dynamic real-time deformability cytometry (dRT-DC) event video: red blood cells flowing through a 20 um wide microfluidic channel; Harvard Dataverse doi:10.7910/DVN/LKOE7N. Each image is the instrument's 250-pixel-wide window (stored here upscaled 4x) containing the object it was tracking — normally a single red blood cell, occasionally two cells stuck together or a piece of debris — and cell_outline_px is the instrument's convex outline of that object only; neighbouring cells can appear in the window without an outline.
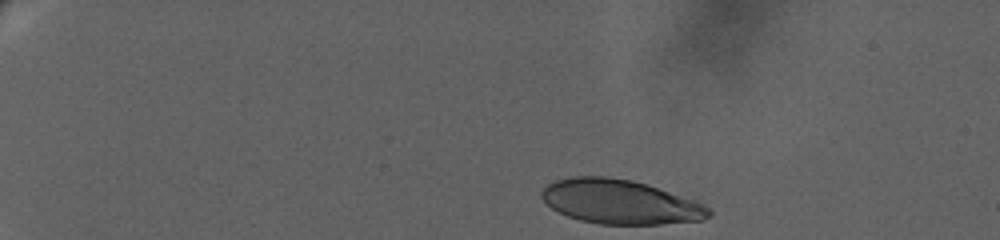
{"species": "human", "species_latin": "Homo sapiens", "temperature_condition": "warm", "stored_images_in_passage": 45, "camera_frame_rate_fps": 3000, "um_per_image_px": 0.085, "donor": {"sex": "female"}, "frame": {"image": 1, "passage_image": 1, "time_ms": 0.0, "image_size_px": [1000, 240], "cell_outline_px": [[712, 216], [704, 220], [660, 224], [600, 224], [580, 220], [568, 216], [552, 208], [540, 196], [540, 192], [548, 184], [556, 180], [568, 176], [608, 176], [632, 180], [648, 184], [696, 200], [704, 204], [712, 212]], "centroid_in_image_um": [52.74, 17.15], "position_along_channel_um": 32.3, "area_um2": 43.41}}
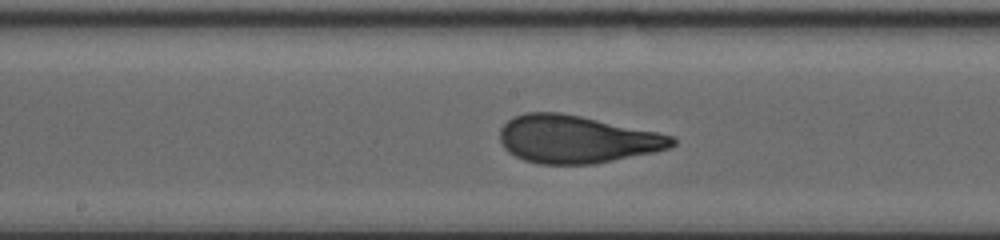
{"frame": {"image": 2, "passage_image": 26, "time_ms": 9.0, "image_size_px": [1000, 240], "cell_outline_px": [[676, 144], [668, 148], [656, 152], [592, 164], [540, 164], [524, 160], [508, 152], [504, 148], [500, 140], [500, 128], [512, 116], [524, 112], [560, 112], [580, 116], [656, 132], [672, 136], [676, 140]], "centroid_in_image_um": [48.97, 11.83], "position_along_channel_um": 199.2, "area_um2": 47.74}}
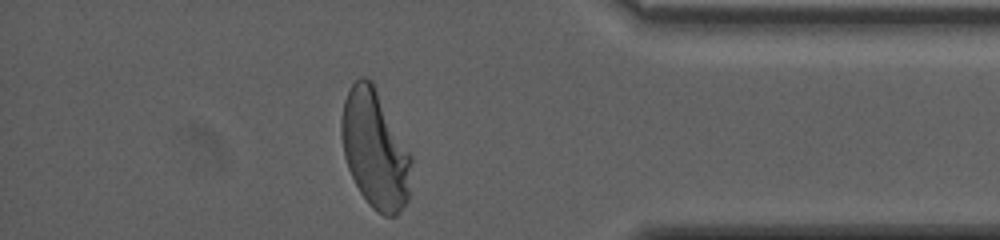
{"frame": {"image": 3, "passage_image": 45, "time_ms": 16.0, "image_size_px": [1000, 240], "cell_outline_px": [[412, 160], [408, 200], [400, 212], [396, 216], [384, 216], [376, 212], [368, 204], [360, 192], [348, 168], [344, 156], [340, 136], [340, 120], [344, 100], [352, 84], [360, 76], [364, 76], [372, 80], [412, 156]], "centroid_in_image_um": [31.87, 12.7], "position_along_channel_um": 403.3, "area_um2": 48.44}, "authors_computed_cell_mechanics": {"area_um2": 46.529, "velocity_mm_per_s": 3.1604, "shape_relaxation_time_tau1_ms": 5.8036, "shape_relaxation_time_tau2_ms": null, "deformation_change_tau1": 0.233, "deformation_change_tau2": null}}